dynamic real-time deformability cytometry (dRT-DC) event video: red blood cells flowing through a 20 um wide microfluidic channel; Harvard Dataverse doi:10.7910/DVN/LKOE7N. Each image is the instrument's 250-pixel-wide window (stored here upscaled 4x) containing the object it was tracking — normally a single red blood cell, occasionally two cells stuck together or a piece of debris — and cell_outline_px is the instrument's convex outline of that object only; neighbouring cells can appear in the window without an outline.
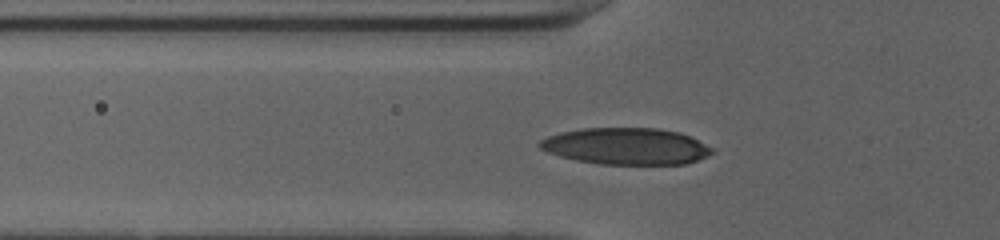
{"species": "human", "species_latin": "Homo sapiens", "temperature_condition": "cold", "stored_images_in_passage": 43, "camera_frame_rate_fps": 3000, "um_per_image_px": 0.085, "donor": {"sex": "female"}, "frame": {"image": 1, "passage_image": 14, "time_ms": 4.333, "image_size_px": [1000, 240], "cell_outline_px": [[712, 152], [708, 156], [688, 164], [600, 164], [576, 160], [560, 156], [548, 152], [540, 148], [536, 144], [540, 140], [548, 136], [560, 132], [584, 128], [660, 128], [680, 132], [712, 148]], "centroid_in_image_um": [53.2, 12.43], "position_along_channel_um": 72.6, "area_um2": 36.76}}
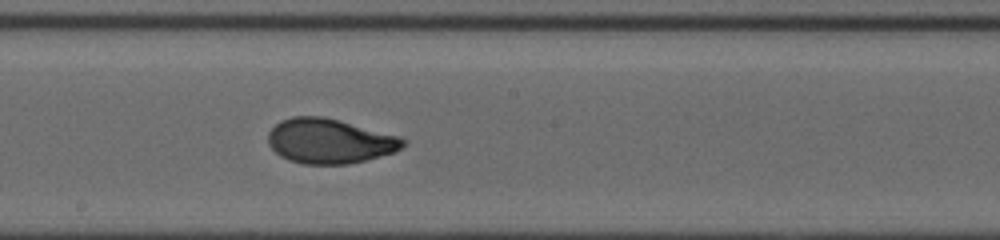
{"frame": {"image": 2, "passage_image": 25, "time_ms": 8.0, "image_size_px": [1000, 240], "cell_outline_px": [[408, 140], [396, 152], [348, 164], [304, 164], [288, 160], [280, 156], [268, 144], [268, 132], [280, 120], [292, 116], [324, 116], [340, 120], [396, 136]], "centroid_in_image_um": [27.97, 11.99], "position_along_channel_um": 220.2, "area_um2": 35.08}}
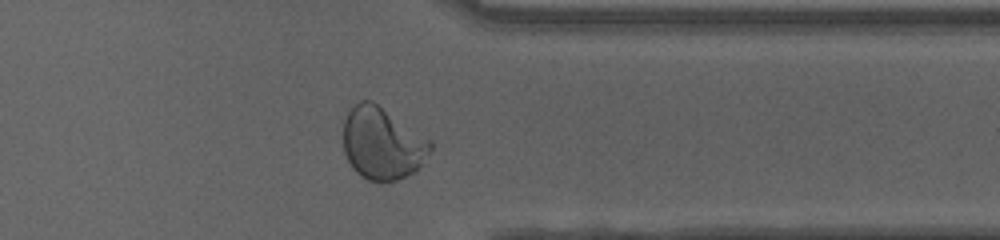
{"frame": {"image": 3, "passage_image": 37, "time_ms": 12.0, "image_size_px": [1000, 240], "cell_outline_px": [[432, 148], [424, 164], [412, 172], [396, 180], [380, 184], [368, 180], [360, 176], [352, 168], [344, 152], [344, 120], [348, 112], [360, 100], [372, 100], [432, 140]], "centroid_in_image_um": [32.51, 12.21], "position_along_channel_um": 378.9, "area_um2": 36.99}}